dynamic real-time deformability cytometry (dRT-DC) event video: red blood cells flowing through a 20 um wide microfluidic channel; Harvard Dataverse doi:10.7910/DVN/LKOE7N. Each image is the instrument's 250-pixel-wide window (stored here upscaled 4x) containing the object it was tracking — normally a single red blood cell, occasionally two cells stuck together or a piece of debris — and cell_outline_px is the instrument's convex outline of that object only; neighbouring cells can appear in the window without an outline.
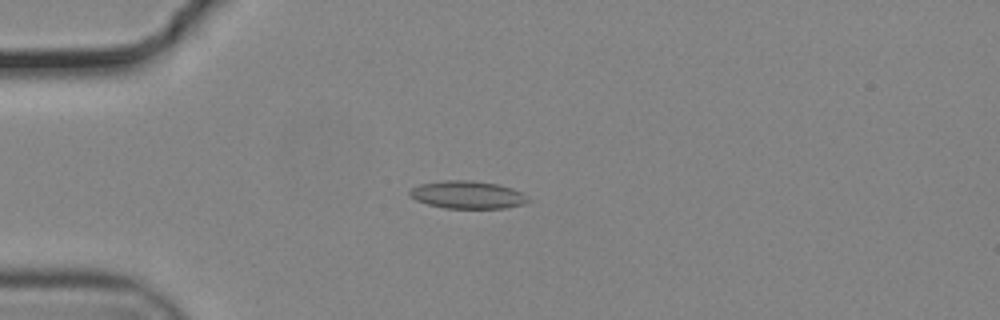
{"species": "common noctule bat (a hibernating species)", "species_latin": "Nyctalus noctula", "temperature_condition": "cold", "stored_images_in_passage": 48, "camera_frame_rate_fps": 3000, "um_per_image_px": 0.085, "animal": {"sex": "male", "body_mass_g": 19.2, "forearm_length_mm": 51.8}, "frame": {"image": 1, "passage_image": 7, "time_ms": 2.0, "image_size_px": [1000, 320], "cell_outline_px": [[532, 200], [528, 204], [504, 208], [444, 208], [428, 204], [416, 200], [408, 192], [412, 188], [420, 184], [444, 180], [472, 180], [496, 184], [512, 188], [528, 196]], "centroid_in_image_um": [39.8, 16.56], "position_along_channel_um": 45.2, "area_um2": 19.19}}
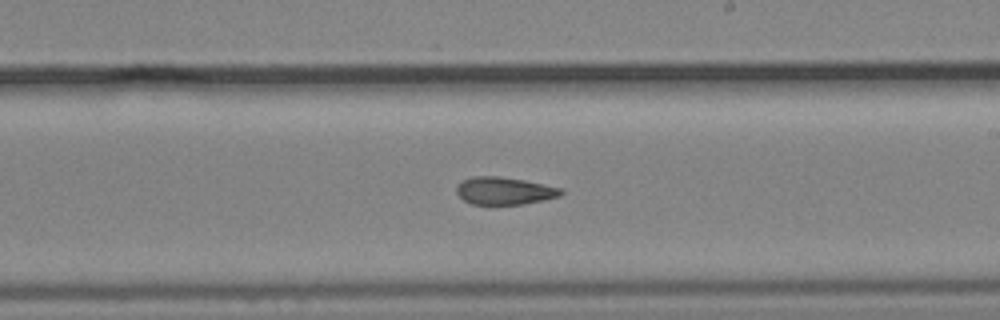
{"frame": {"image": 2, "passage_image": 25, "time_ms": 8.0, "image_size_px": [1000, 320], "cell_outline_px": [[564, 192], [560, 196], [524, 204], [472, 204], [464, 200], [456, 192], [456, 188], [460, 180], [472, 176], [500, 176], [524, 180], [560, 188]], "centroid_in_image_um": [42.83, 16.21], "position_along_channel_um": 246.2, "area_um2": 16.7}}
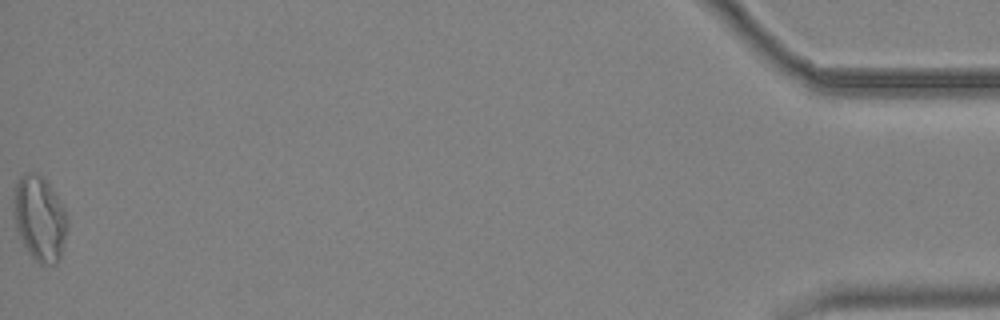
{"frame": {"image": 3, "passage_image": 48, "time_ms": 15.667, "image_size_px": [1000, 320], "cell_outline_px": [[68, 224], [60, 260], [56, 264], [40, 264], [28, 252], [20, 240], [16, 228], [16, 184], [20, 176], [24, 172], [36, 172], [48, 184], [64, 208]], "centroid_in_image_um": [3.4, 18.61], "position_along_channel_um": 431.8, "area_um2": 25.95}, "authors_computed_cell_mechanics": {"area_um2": 18.207, "velocity_mm_per_s": 3.7174, "shape_relaxation_time_tau1_ms": null, "shape_relaxation_time_tau2_ms": 3.6571, "deformation_change_tau1": null, "deformation_change_tau2": 0.1047}}